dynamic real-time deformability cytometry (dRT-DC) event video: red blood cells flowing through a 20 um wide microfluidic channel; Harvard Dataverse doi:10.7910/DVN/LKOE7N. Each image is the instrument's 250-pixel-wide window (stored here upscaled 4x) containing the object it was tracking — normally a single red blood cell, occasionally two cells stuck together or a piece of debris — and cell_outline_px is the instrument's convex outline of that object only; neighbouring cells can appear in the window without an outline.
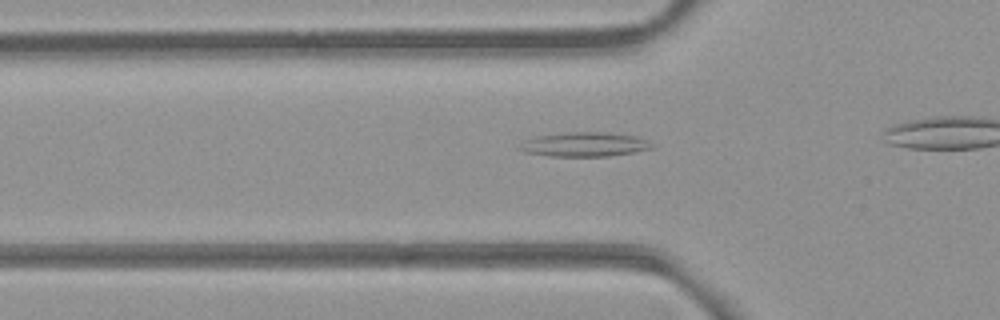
{"species": "common noctule bat (a hibernating species)", "species_latin": "Nyctalus noctula", "temperature_condition": "room temperature", "stored_images_in_passage": 29, "camera_frame_rate_fps": 3000, "um_per_image_px": 0.085, "animal": {"sex": "female", "body_mass_g": 21.9}, "frame": {"image": 1, "passage_image": 5, "time_ms": 1.333, "image_size_px": [1000, 320], "cell_outline_px": [[652, 148], [632, 152], [608, 156], [552, 156], [524, 152], [516, 148], [524, 140], [536, 136], [564, 132], [604, 132], [636, 136], [652, 144]], "centroid_in_image_um": [49.6, 12.27], "position_along_channel_um": 76.2, "area_um2": 18.61}}
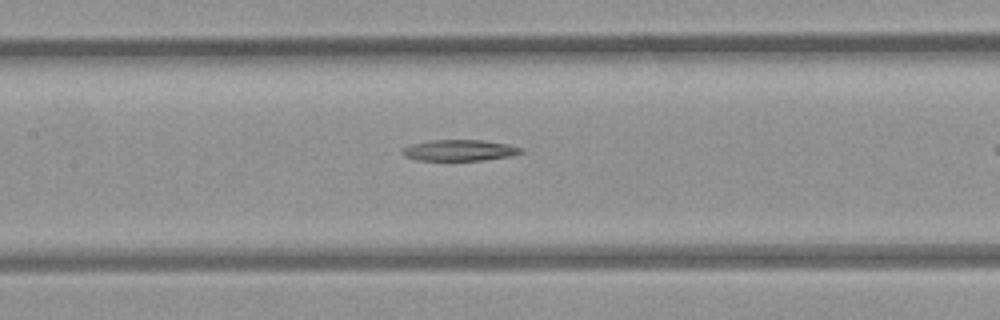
{"frame": {"image": 2, "passage_image": 12, "time_ms": 3.667, "image_size_px": [1000, 320], "cell_outline_px": [[524, 152], [512, 156], [480, 160], [416, 160], [404, 156], [400, 152], [404, 148], [412, 144], [432, 140], [480, 140], [508, 144], [524, 148]], "centroid_in_image_um": [39.08, 12.78], "position_along_channel_um": 168.3, "area_um2": 14.57}}
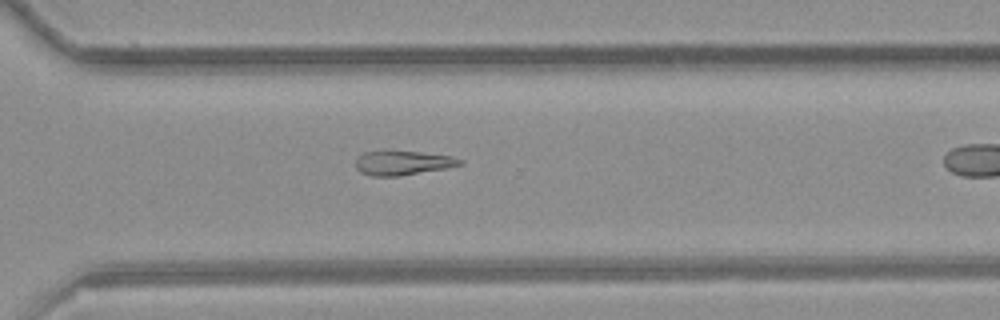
{"frame": {"image": 3, "passage_image": 25, "time_ms": 8.0, "image_size_px": [1000, 320], "cell_outline_px": [[464, 164], [448, 168], [400, 176], [372, 176], [360, 172], [356, 168], [356, 160], [364, 152], [420, 152], [452, 156], [464, 160]], "centroid_in_image_um": [34.3, 13.87], "position_along_channel_um": 336.3, "area_um2": 14.62}}